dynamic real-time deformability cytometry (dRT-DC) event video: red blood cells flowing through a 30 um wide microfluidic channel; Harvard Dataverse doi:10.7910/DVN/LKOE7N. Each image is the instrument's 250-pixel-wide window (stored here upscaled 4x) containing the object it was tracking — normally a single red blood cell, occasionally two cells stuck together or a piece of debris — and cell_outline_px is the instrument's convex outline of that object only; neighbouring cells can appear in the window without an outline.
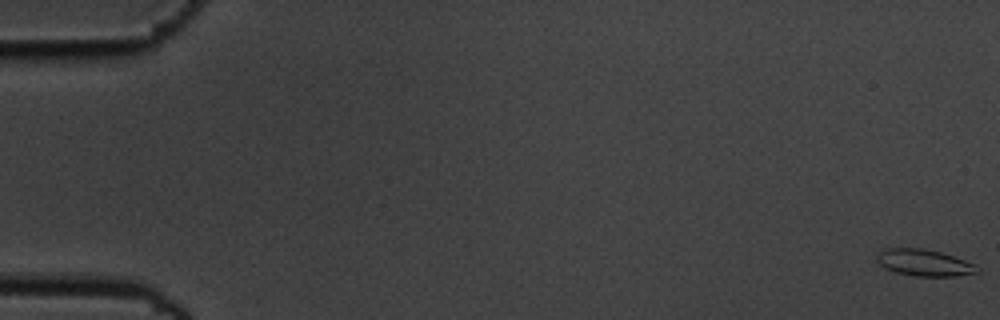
{"species": "common noctule bat (a hibernating species)", "species_latin": "Nyctalus noctula", "temperature_condition": "cold", "stored_images_in_passage": 6, "camera_frame_rate_fps": 3000, "um_per_image_px": 0.085, "animal": {"sex": "male", "body_mass_g": 19.5, "forearm_length_mm": 54.6}, "frame": {"image": 1, "passage_image": 1, "time_ms": 0.0, "image_size_px": [1000, 320], "cell_outline_px": [[980, 272], [956, 276], [916, 276], [896, 272], [884, 268], [876, 260], [876, 256], [884, 248], [920, 248], [940, 252], [964, 260], [980, 268]], "centroid_in_image_um": [78.53, 22.33], "position_along_channel_um": 6.5, "area_um2": 15.43}}